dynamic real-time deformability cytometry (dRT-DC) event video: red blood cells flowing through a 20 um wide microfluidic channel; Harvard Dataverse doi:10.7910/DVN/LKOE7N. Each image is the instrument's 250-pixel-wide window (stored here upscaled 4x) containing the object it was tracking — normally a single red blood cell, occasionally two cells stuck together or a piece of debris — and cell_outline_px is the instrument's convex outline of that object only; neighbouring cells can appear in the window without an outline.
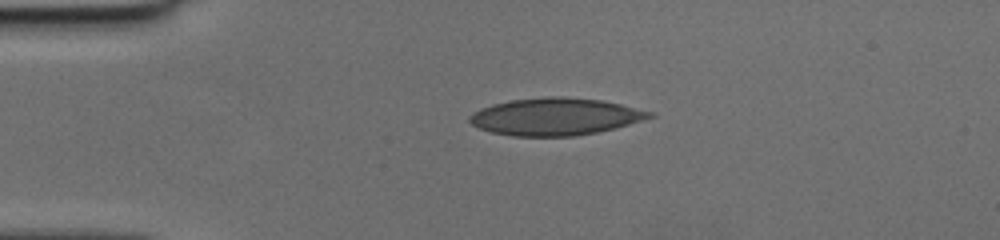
{"species": "human", "species_latin": "Homo sapiens", "temperature_condition": "cold", "stored_images_in_passage": 33, "camera_frame_rate_fps": 3000, "um_per_image_px": 0.085, "donor": {"sex": "female"}, "frame": {"image": 1, "passage_image": 1, "time_ms": 0.0, "image_size_px": [1000, 240], "cell_outline_px": [[656, 116], [628, 124], [596, 132], [576, 136], [512, 136], [492, 132], [480, 128], [472, 124], [468, 120], [468, 116], [492, 104], [512, 100], [548, 96], [552, 96], [600, 100], [620, 104], [652, 112]], "centroid_in_image_um": [47.19, 9.92], "position_along_channel_um": 37.8, "area_um2": 38.49}}
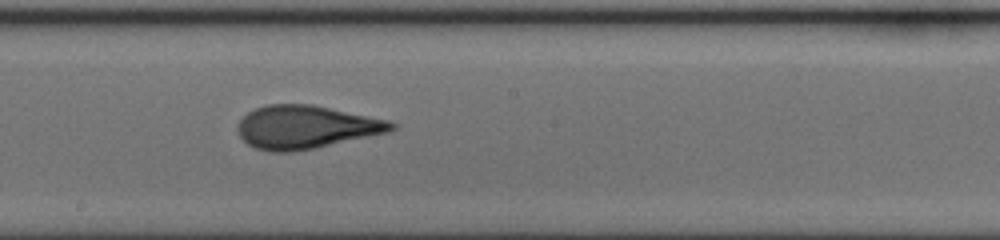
{"frame": {"image": 2, "passage_image": 17, "time_ms": 5.333, "image_size_px": [1000, 240], "cell_outline_px": [[396, 128], [388, 132], [316, 148], [292, 152], [268, 152], [256, 148], [248, 144], [240, 136], [240, 120], [248, 112], [256, 108], [268, 104], [312, 104], [388, 120], [396, 124]], "centroid_in_image_um": [26.02, 10.81], "position_along_channel_um": 222.2, "area_um2": 38.38}}
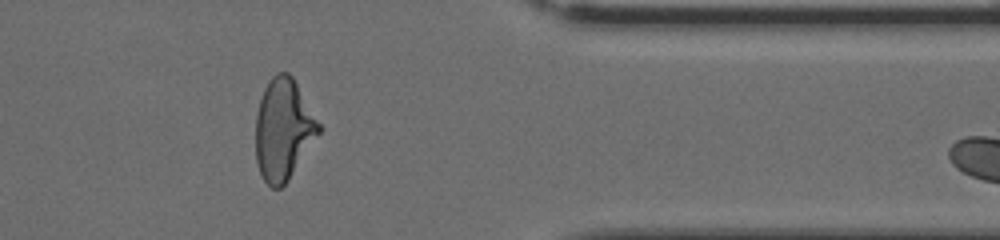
{"frame": {"image": 3, "passage_image": 30, "time_ms": 9.667, "image_size_px": [1000, 240], "cell_outline_px": [[324, 128], [288, 180], [280, 188], [272, 188], [264, 180], [256, 164], [256, 112], [264, 88], [272, 76], [276, 72], [288, 72], [292, 76]], "centroid_in_image_um": [24.1, 10.99], "position_along_channel_um": 387.3, "area_um2": 37.51}}